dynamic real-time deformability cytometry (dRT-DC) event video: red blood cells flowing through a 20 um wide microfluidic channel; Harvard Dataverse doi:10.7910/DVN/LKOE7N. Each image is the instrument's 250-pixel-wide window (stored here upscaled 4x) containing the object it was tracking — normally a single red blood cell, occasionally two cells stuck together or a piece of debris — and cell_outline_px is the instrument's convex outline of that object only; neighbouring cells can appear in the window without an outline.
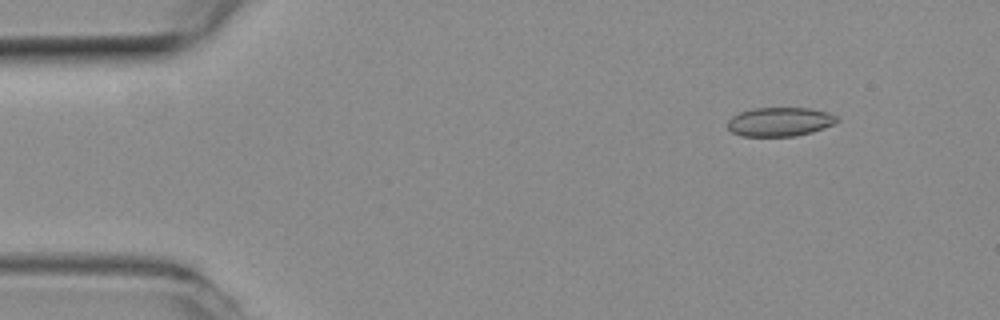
{"species": "common noctule bat (a hibernating species)", "species_latin": "Nyctalus noctula", "temperature_condition": "room temperature", "stored_images_in_passage": 8, "camera_frame_rate_fps": 3000, "um_per_image_px": 0.085, "animal": {"sex": "female", "body_mass_g": 19.3, "forearm_length_mm": 54.1}, "frame": {"image": 1, "passage_image": 1, "time_ms": 0.0, "image_size_px": [1000, 320], "cell_outline_px": [[840, 120], [824, 128], [812, 132], [796, 136], [740, 136], [732, 132], [728, 128], [728, 120], [732, 116], [740, 112], [752, 108], [808, 108], [828, 112], [836, 116]], "centroid_in_image_um": [66.27, 10.35], "position_along_channel_um": 18.7, "area_um2": 18.5}}